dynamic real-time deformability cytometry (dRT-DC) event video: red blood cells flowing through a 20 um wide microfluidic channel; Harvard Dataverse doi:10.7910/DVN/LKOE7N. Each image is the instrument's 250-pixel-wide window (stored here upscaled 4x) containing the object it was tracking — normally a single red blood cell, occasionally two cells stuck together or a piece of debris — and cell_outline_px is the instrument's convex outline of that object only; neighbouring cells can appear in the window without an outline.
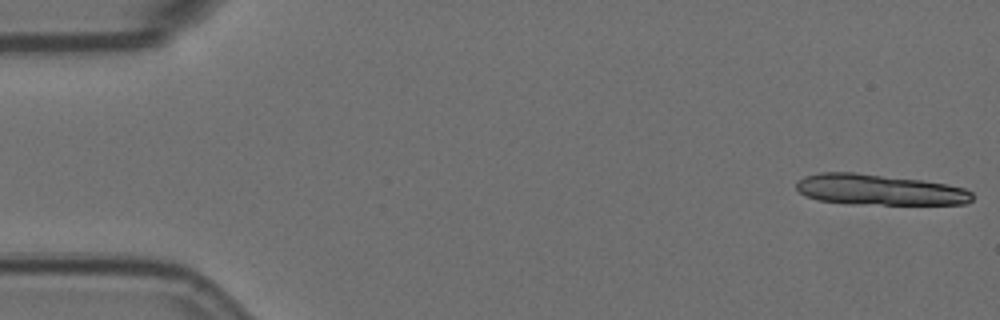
{"species": "Egyptian fruit bat (a non-hibernating species)", "species_latin": "Rousettus aegyptiacus", "temperature_condition": "room temperature", "stored_images_in_passage": 7, "segment_of_instrument_passage": [1, 2], "camera_frame_rate_fps": 3000, "um_per_image_px": 0.085, "animal": {"sex": "female"}, "frame": {"image": 1, "passage_image": 1, "time_ms": 0.0, "image_size_px": [1000, 320], "cell_outline_px": [[972, 200], [964, 204], [848, 204], [820, 200], [804, 196], [796, 188], [796, 180], [804, 176], [820, 172], [856, 172], [924, 180], [964, 188], [972, 192]], "centroid_in_image_um": [74.69, 16.12], "position_along_channel_um": 10.3, "area_um2": 31.73}}